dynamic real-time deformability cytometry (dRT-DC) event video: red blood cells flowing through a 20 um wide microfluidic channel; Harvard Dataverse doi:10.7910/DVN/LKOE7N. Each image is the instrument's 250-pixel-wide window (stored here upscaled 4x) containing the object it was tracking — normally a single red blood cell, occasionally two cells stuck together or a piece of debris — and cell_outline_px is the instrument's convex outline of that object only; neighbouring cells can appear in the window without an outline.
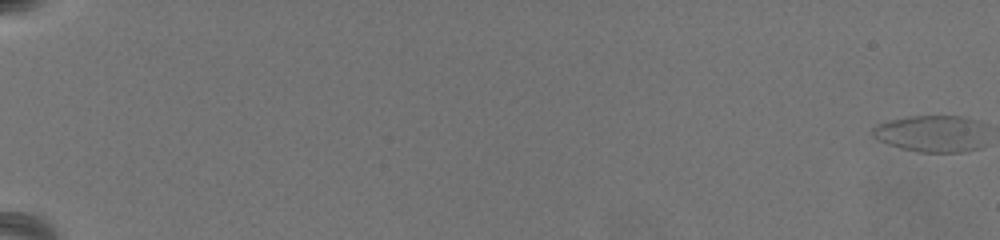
{"species": "common noctule bat (a hibernating species)", "species_latin": "Nyctalus noctula", "temperature_condition": "warm", "stored_images_in_passage": 77, "camera_frame_rate_fps": 3000, "um_per_image_px": 0.085, "animal": {"sex": "female", "body_mass_g": 19.5, "forearm_length_mm": 54.1}, "frame": {"image": 1, "passage_image": 1, "time_ms": 0.0, "image_size_px": [1000, 240], "cell_outline_px": [[980, 148], [960, 152], [920, 152], [888, 144], [872, 136], [872, 128], [880, 124], [892, 120], [912, 116], [956, 116], [976, 120], [980, 144]], "centroid_in_image_um": [79.07, 11.37], "position_along_channel_um": 5.9, "area_um2": 23.35}}
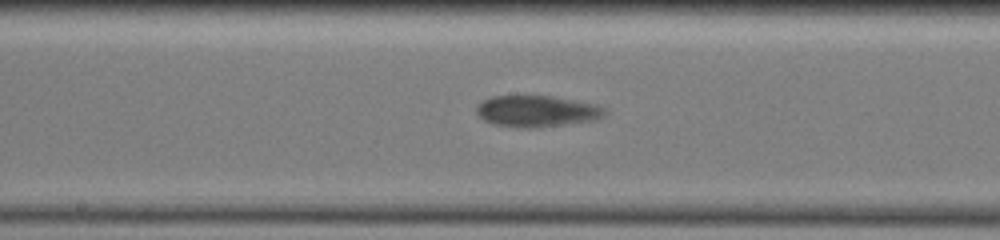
{"frame": {"image": 2, "passage_image": 46, "time_ms": 15.0, "image_size_px": [1000, 240], "cell_outline_px": [[608, 112], [592, 120], [536, 128], [524, 128], [492, 124], [484, 120], [476, 112], [476, 108], [484, 100], [492, 96], [552, 96], [596, 104], [604, 108]], "centroid_in_image_um": [45.61, 9.45], "position_along_channel_um": 202.6, "area_um2": 23.18}}
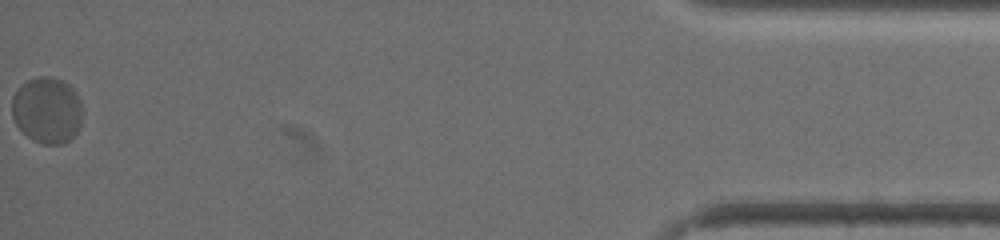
{"frame": {"image": 3, "passage_image": 77, "time_ms": 25.333, "image_size_px": [1000, 240], "cell_outline_px": [[80, 124], [76, 132], [64, 144], [44, 144], [32, 140], [16, 124], [12, 116], [12, 96], [28, 80], [40, 76], [48, 76], [60, 80], [68, 84], [76, 92], [80, 100]], "centroid_in_image_um": [3.99, 9.37], "position_along_channel_um": 431.2, "area_um2": 26.82}, "authors_computed_cell_mechanics": {"area_um2": 23.409, "velocity_mm_per_s": 2.9949, "shape_relaxation_time_tau1_ms": 4.0017, "shape_relaxation_time_tau2_ms": null, "deformation_change_tau1": 0.1113, "deformation_change_tau2": null}}